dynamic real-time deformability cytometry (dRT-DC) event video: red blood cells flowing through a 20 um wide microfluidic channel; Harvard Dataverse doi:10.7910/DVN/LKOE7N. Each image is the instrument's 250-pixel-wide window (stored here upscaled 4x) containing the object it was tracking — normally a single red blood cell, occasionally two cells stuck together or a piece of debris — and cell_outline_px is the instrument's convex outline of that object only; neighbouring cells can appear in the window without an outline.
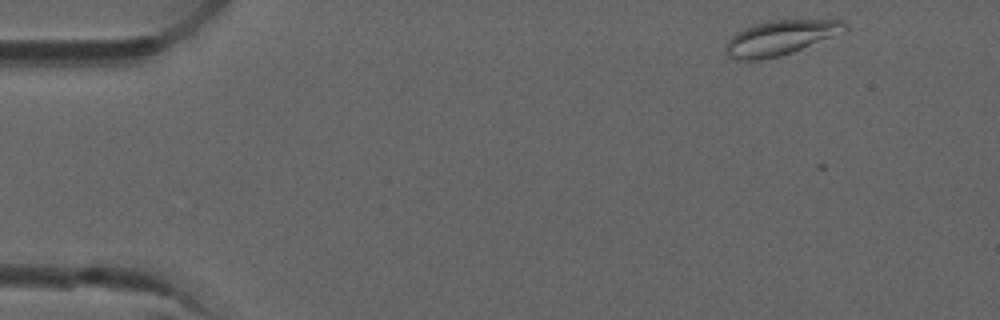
{"species": "common noctule bat (a hibernating species)", "species_latin": "Nyctalus noctula", "temperature_condition": "room temperature", "stored_images_in_passage": 4, "camera_frame_rate_fps": 3000, "um_per_image_px": 0.085, "animal": {"sex": "male", "forearm_length_mm": 52.5}, "frame": {"image": 1, "passage_image": 1, "time_ms": 0.0, "image_size_px": [1000, 320], "cell_outline_px": [[848, 28], [844, 32], [792, 52], [780, 56], [760, 60], [736, 60], [728, 56], [724, 52], [724, 48], [728, 40], [736, 32], [744, 28], [768, 20], [844, 20], [848, 24]], "centroid_in_image_um": [66.31, 3.21], "position_along_channel_um": 18.7, "area_um2": 24.16}}